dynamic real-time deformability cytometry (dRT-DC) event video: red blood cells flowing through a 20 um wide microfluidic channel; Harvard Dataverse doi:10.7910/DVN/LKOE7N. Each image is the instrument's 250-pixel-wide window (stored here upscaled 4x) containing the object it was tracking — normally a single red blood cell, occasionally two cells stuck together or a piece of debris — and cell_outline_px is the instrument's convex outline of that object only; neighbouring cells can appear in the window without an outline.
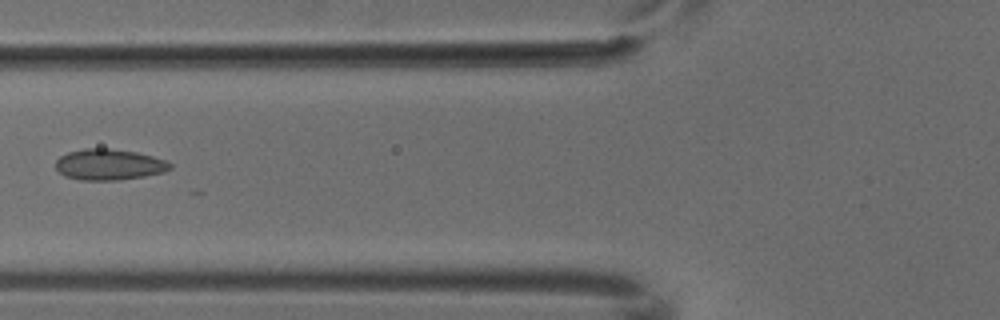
{"species": "common noctule bat (a hibernating species)", "species_latin": "Nyctalus noctula", "temperature_condition": "cold", "stored_images_in_passage": 7, "camera_frame_rate_fps": 3000, "um_per_image_px": 0.085, "animal": {"sex": "male", "body_mass_g": 18.8}, "frame": {"image": 1, "passage_image": 6, "time_ms": 1.667, "image_size_px": [1000, 320], "cell_outline_px": [[172, 168], [164, 172], [144, 176], [116, 180], [80, 180], [64, 176], [56, 168], [56, 160], [60, 156], [68, 152], [84, 148], [108, 148], [136, 152], [152, 156], [164, 160], [172, 164]], "centroid_in_image_um": [9.26, 13.98], "position_along_channel_um": 116.5, "area_um2": 20.63}}
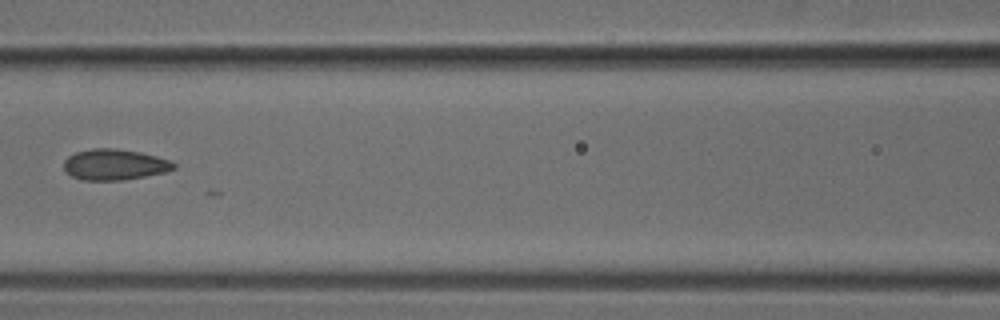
{"frame": {"image": 2, "passage_image": 7, "time_ms": 2.0, "image_size_px": [1000, 320], "cell_outline_px": [[176, 168], [164, 172], [124, 180], [84, 180], [72, 176], [64, 172], [64, 160], [68, 156], [76, 152], [92, 148], [116, 148], [140, 152], [156, 156], [168, 160], [176, 164]], "centroid_in_image_um": [9.7, 13.98], "position_along_channel_um": 156.9, "area_um2": 19.77}}